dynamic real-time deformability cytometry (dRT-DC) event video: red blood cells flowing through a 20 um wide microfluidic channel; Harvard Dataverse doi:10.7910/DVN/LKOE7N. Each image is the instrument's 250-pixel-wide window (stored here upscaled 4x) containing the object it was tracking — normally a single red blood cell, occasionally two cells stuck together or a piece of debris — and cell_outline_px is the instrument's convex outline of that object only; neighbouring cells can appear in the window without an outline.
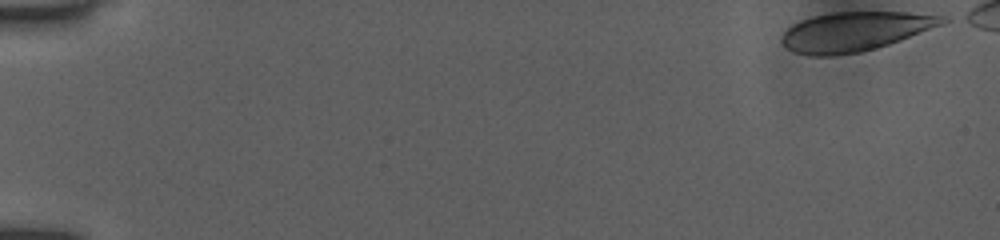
{"species": "human", "species_latin": "Homo sapiens", "temperature_condition": "room temperature", "stored_images_in_passage": 39, "camera_frame_rate_fps": 3000, "um_per_image_px": 0.085, "donor": {"sex": "female"}, "frame": {"image": 1, "passage_image": 1, "time_ms": 0.0, "image_size_px": [1000, 240], "cell_outline_px": [[952, 20], [944, 24], [900, 40], [876, 48], [860, 52], [832, 56], [808, 56], [792, 52], [780, 40], [784, 32], [792, 24], [800, 20], [812, 16], [832, 12], [908, 12], [948, 16]], "centroid_in_image_um": [72.69, 2.67], "position_along_channel_um": 12.3, "area_um2": 37.05}}
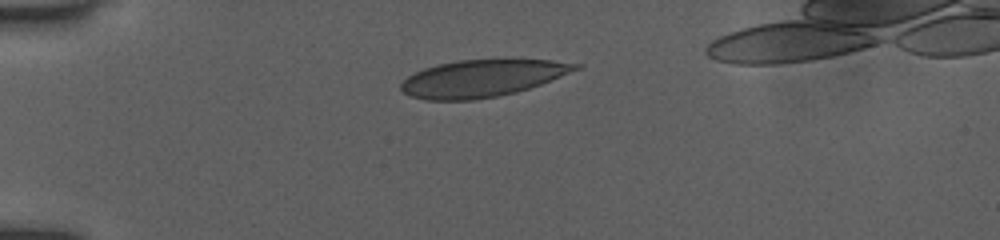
{"frame": {"image": 2, "passage_image": 24, "time_ms": 4.0, "image_size_px": [1000, 240], "cell_outline_px": [[584, 64], [580, 68], [540, 84], [516, 92], [496, 96], [472, 100], [424, 100], [408, 96], [400, 88], [400, 84], [408, 76], [424, 68], [436, 64], [456, 60], [504, 56], [552, 60]], "centroid_in_image_um": [41.01, 6.6], "position_along_channel_um": 44.0, "area_um2": 38.84}}
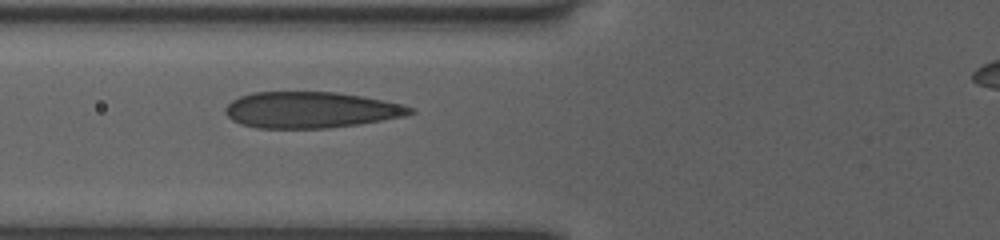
{"frame": {"image": 3, "passage_image": 38, "time_ms": 6.333, "image_size_px": [1000, 240], "cell_outline_px": [[416, 112], [404, 116], [356, 124], [328, 128], [256, 128], [240, 124], [232, 120], [224, 112], [224, 108], [232, 100], [240, 96], [252, 92], [336, 92], [364, 96], [404, 104], [412, 108]], "centroid_in_image_um": [26.39, 9.33], "position_along_channel_um": 99.4, "area_um2": 39.02}}